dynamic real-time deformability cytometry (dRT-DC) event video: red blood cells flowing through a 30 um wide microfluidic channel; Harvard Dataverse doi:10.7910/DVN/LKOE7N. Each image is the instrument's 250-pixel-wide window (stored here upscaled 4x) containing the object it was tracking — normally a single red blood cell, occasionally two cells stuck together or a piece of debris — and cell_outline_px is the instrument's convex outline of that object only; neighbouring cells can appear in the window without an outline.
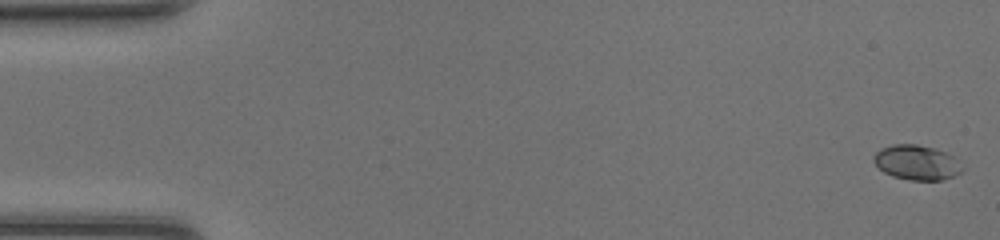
{"species": "common noctule bat (a hibernating species)", "species_latin": "Nyctalus noctula", "temperature_condition": "room temperature", "stored_images_in_passage": 48, "camera_frame_rate_fps": 3000, "um_per_image_px": 0.085, "animal": {"sex": "female", "body_mass_g": 20.0, "forearm_length_mm": 54.0}, "frame": {"image": 1, "passage_image": 1, "time_ms": 0.0, "image_size_px": [1000, 240], "cell_outline_px": [[964, 168], [960, 172], [952, 176], [940, 180], [908, 180], [892, 176], [884, 172], [872, 160], [872, 156], [880, 148], [892, 144], [916, 144], [936, 148], [956, 156]], "centroid_in_image_um": [77.93, 13.79], "position_along_channel_um": 7.1, "area_um2": 18.21}}
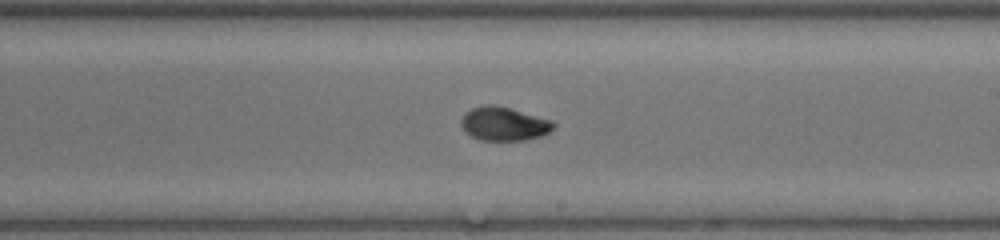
{"frame": {"image": 2, "passage_image": 28, "time_ms": 9.0, "image_size_px": [1000, 240], "cell_outline_px": [[556, 124], [548, 132], [540, 136], [524, 140], [480, 140], [464, 132], [460, 124], [460, 120], [464, 112], [472, 108], [484, 104], [492, 104], [508, 108], [552, 120]], "centroid_in_image_um": [42.77, 10.52], "position_along_channel_um": 246.2, "area_um2": 18.09}}
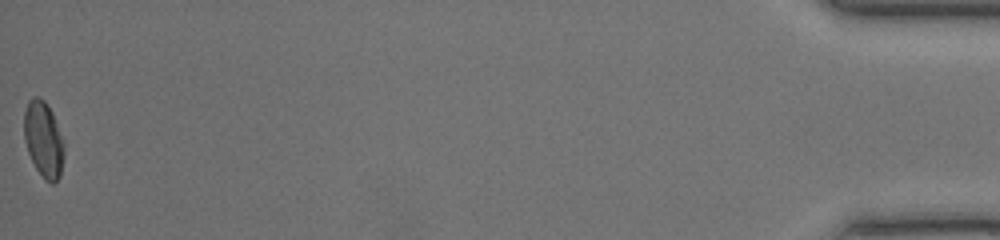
{"frame": {"image": 3, "passage_image": 48, "time_ms": 15.667, "image_size_px": [1000, 240], "cell_outline_px": [[64, 156], [60, 176], [52, 184], [44, 180], [36, 168], [28, 152], [24, 140], [24, 112], [28, 100], [32, 96], [40, 96], [44, 100], [52, 112], [64, 144]], "centroid_in_image_um": [3.69, 11.84], "position_along_channel_um": 431.5, "area_um2": 17.74}, "authors_computed_cell_mechanics": {"area_um2": 17.8891, "velocity_mm_per_s": 4.3453, "shape_relaxation_time_tau1_ms": 4.5603, "shape_relaxation_time_tau2_ms": 1.5283, "deformation_change_tau1": 0.158, "deformation_change_tau2": 0.0471}}